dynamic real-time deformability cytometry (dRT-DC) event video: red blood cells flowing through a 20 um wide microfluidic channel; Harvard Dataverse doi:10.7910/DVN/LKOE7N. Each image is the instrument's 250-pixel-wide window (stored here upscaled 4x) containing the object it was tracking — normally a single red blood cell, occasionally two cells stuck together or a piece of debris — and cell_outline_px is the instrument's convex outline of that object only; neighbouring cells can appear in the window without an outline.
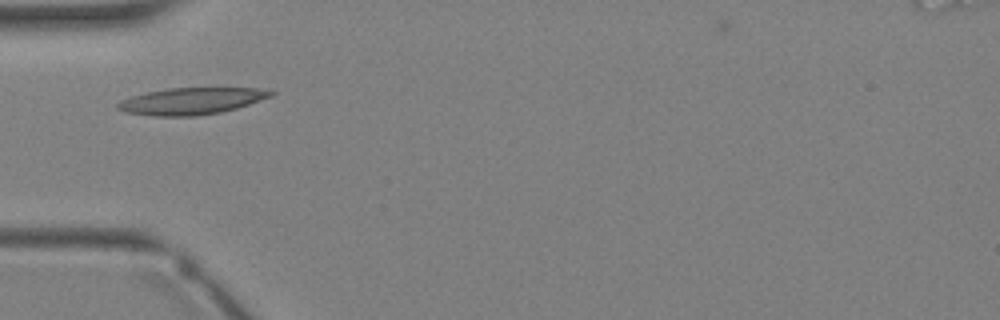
{"species": "Egyptian fruit bat (a non-hibernating species)", "species_latin": "Rousettus aegyptiacus", "temperature_condition": "warm", "stored_images_in_passage": 2, "camera_frame_rate_fps": 3000, "um_per_image_px": 0.085, "animal": {"sex": "female"}, "frame": {"image": 1, "passage_image": 2, "time_ms": 1.333, "image_size_px": [1000, 320], "cell_outline_px": [[276, 92], [272, 96], [236, 108], [220, 112], [196, 116], [156, 116], [128, 112], [116, 108], [116, 104], [120, 100], [132, 96], [148, 92], [168, 88], [256, 88]], "centroid_in_image_um": [16.25, 8.59], "position_along_channel_um": 68.7, "area_um2": 23.58}}